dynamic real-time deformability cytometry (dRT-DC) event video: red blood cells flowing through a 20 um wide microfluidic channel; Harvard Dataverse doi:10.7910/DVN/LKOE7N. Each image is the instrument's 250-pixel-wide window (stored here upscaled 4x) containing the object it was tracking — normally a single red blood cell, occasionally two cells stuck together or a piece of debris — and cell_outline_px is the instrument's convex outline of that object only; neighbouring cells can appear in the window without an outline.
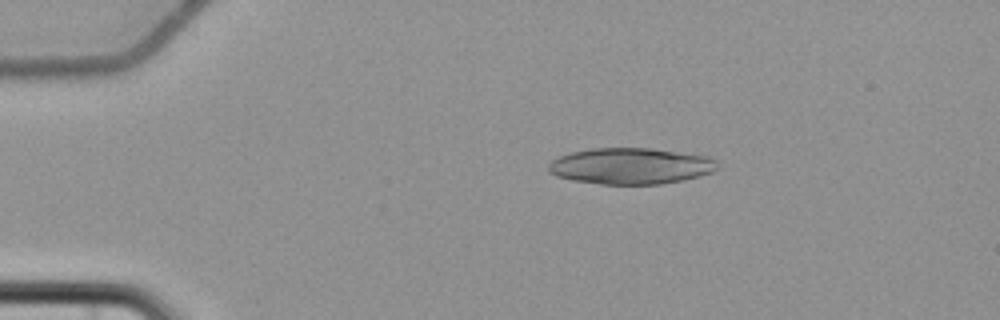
{"species": "common noctule bat (a hibernating species)", "species_latin": "Nyctalus noctula", "temperature_condition": "cold", "stored_images_in_passage": 2, "camera_frame_rate_fps": 3000, "um_per_image_px": 0.085, "animal": {"sex": "female", "body_mass_g": 22.7, "forearm_length_mm": 54.2}, "frame": {"image": 1, "passage_image": 1, "time_ms": 0.0, "image_size_px": [1000, 320], "cell_outline_px": [[720, 168], [712, 172], [700, 176], [660, 184], [600, 184], [572, 180], [556, 176], [548, 172], [548, 164], [552, 160], [560, 156], [572, 152], [592, 148], [652, 148], [704, 156], [716, 160], [720, 164]], "centroid_in_image_um": [53.6, 14.11], "position_along_channel_um": 31.4, "area_um2": 35.66}}